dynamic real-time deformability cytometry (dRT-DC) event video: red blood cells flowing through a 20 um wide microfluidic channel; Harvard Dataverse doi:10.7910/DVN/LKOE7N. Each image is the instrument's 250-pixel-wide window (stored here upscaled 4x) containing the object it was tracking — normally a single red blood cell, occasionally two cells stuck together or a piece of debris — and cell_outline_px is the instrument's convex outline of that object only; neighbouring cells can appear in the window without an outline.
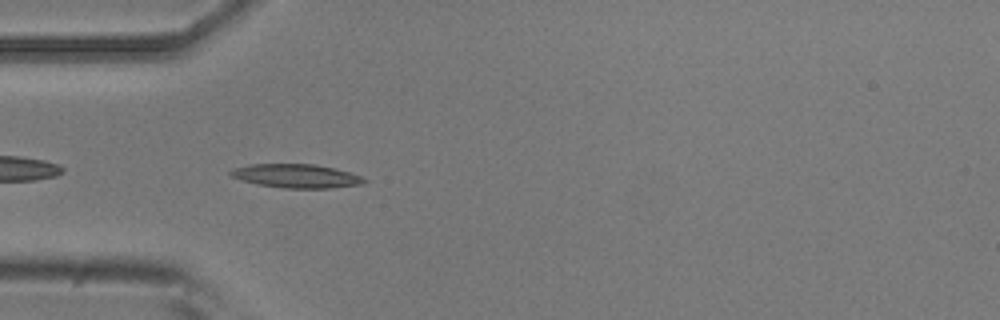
{"species": "common noctule bat (a hibernating species)", "species_latin": "Nyctalus noctula", "temperature_condition": "room temperature", "stored_images_in_passage": 2, "camera_frame_rate_fps": 3000, "um_per_image_px": 0.085, "animal": {"sex": "male", "body_mass_g": 20.5, "forearm_length_mm": 52.5}, "frame": {"image": 1, "passage_image": 1, "time_ms": 0.0, "image_size_px": [1000, 320], "cell_outline_px": [[368, 180], [364, 184], [328, 188], [284, 188], [260, 184], [244, 180], [232, 176], [228, 172], [236, 168], [252, 164], [312, 164], [336, 168], [360, 176]], "centroid_in_image_um": [25.25, 14.95], "position_along_channel_um": 59.7, "area_um2": 18.15}}
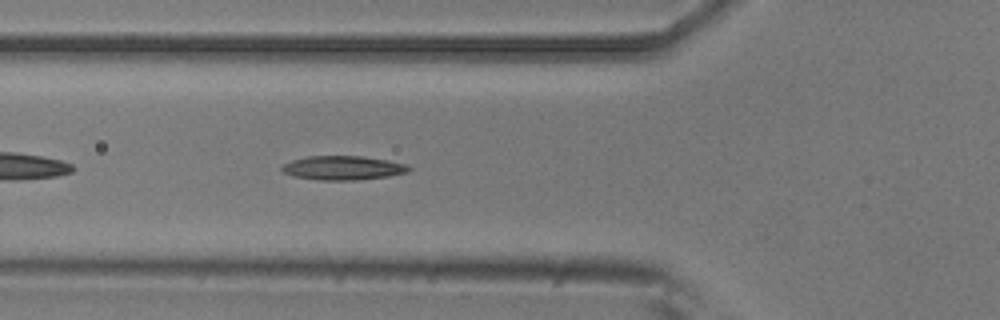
{"frame": {"image": 2, "passage_image": 2, "time_ms": 0.333, "image_size_px": [1000, 320], "cell_outline_px": [[412, 168], [408, 172], [388, 176], [356, 180], [320, 180], [296, 176], [284, 172], [280, 168], [284, 164], [292, 160], [308, 156], [364, 156], [388, 160], [408, 164]], "centroid_in_image_um": [29.2, 14.26], "position_along_channel_um": 96.6, "area_um2": 17.74}}